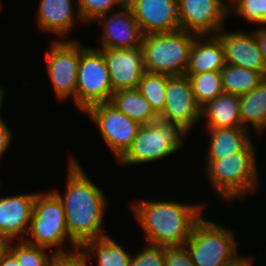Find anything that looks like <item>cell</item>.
Masks as SVG:
<instances>
[{
	"instance_id": "24",
	"label": "cell",
	"mask_w": 266,
	"mask_h": 266,
	"mask_svg": "<svg viewBox=\"0 0 266 266\" xmlns=\"http://www.w3.org/2000/svg\"><path fill=\"white\" fill-rule=\"evenodd\" d=\"M79 249L87 258L96 255L98 266L130 265L131 255L108 235L84 242Z\"/></svg>"
},
{
	"instance_id": "23",
	"label": "cell",
	"mask_w": 266,
	"mask_h": 266,
	"mask_svg": "<svg viewBox=\"0 0 266 266\" xmlns=\"http://www.w3.org/2000/svg\"><path fill=\"white\" fill-rule=\"evenodd\" d=\"M239 107L243 128L249 130L248 124H251L253 131L263 134L266 129V78L250 93L239 97Z\"/></svg>"
},
{
	"instance_id": "28",
	"label": "cell",
	"mask_w": 266,
	"mask_h": 266,
	"mask_svg": "<svg viewBox=\"0 0 266 266\" xmlns=\"http://www.w3.org/2000/svg\"><path fill=\"white\" fill-rule=\"evenodd\" d=\"M10 243L8 251L16 258L19 266H50L55 253L48 255V248L34 246L25 241Z\"/></svg>"
},
{
	"instance_id": "27",
	"label": "cell",
	"mask_w": 266,
	"mask_h": 266,
	"mask_svg": "<svg viewBox=\"0 0 266 266\" xmlns=\"http://www.w3.org/2000/svg\"><path fill=\"white\" fill-rule=\"evenodd\" d=\"M169 77L166 74L145 71L137 87L158 116L164 109L166 84Z\"/></svg>"
},
{
	"instance_id": "25",
	"label": "cell",
	"mask_w": 266,
	"mask_h": 266,
	"mask_svg": "<svg viewBox=\"0 0 266 266\" xmlns=\"http://www.w3.org/2000/svg\"><path fill=\"white\" fill-rule=\"evenodd\" d=\"M225 93L243 96L255 89L265 78L261 73L225 63L220 71Z\"/></svg>"
},
{
	"instance_id": "5",
	"label": "cell",
	"mask_w": 266,
	"mask_h": 266,
	"mask_svg": "<svg viewBox=\"0 0 266 266\" xmlns=\"http://www.w3.org/2000/svg\"><path fill=\"white\" fill-rule=\"evenodd\" d=\"M196 36L181 29L143 36L141 48L145 70L169 76L185 75Z\"/></svg>"
},
{
	"instance_id": "38",
	"label": "cell",
	"mask_w": 266,
	"mask_h": 266,
	"mask_svg": "<svg viewBox=\"0 0 266 266\" xmlns=\"http://www.w3.org/2000/svg\"><path fill=\"white\" fill-rule=\"evenodd\" d=\"M5 89L3 87L0 86V112H1V109H2V104H3V100H4V97H5ZM0 119L1 118V115H0Z\"/></svg>"
},
{
	"instance_id": "15",
	"label": "cell",
	"mask_w": 266,
	"mask_h": 266,
	"mask_svg": "<svg viewBox=\"0 0 266 266\" xmlns=\"http://www.w3.org/2000/svg\"><path fill=\"white\" fill-rule=\"evenodd\" d=\"M121 9L96 19L104 24L101 48L134 49L141 46L143 34L132 10L129 6H122Z\"/></svg>"
},
{
	"instance_id": "7",
	"label": "cell",
	"mask_w": 266,
	"mask_h": 266,
	"mask_svg": "<svg viewBox=\"0 0 266 266\" xmlns=\"http://www.w3.org/2000/svg\"><path fill=\"white\" fill-rule=\"evenodd\" d=\"M201 217L185 246L195 266H225L238 255L234 230Z\"/></svg>"
},
{
	"instance_id": "2",
	"label": "cell",
	"mask_w": 266,
	"mask_h": 266,
	"mask_svg": "<svg viewBox=\"0 0 266 266\" xmlns=\"http://www.w3.org/2000/svg\"><path fill=\"white\" fill-rule=\"evenodd\" d=\"M134 217L144 230L145 240L156 246H182L194 224L202 217L203 204L140 200L132 204Z\"/></svg>"
},
{
	"instance_id": "32",
	"label": "cell",
	"mask_w": 266,
	"mask_h": 266,
	"mask_svg": "<svg viewBox=\"0 0 266 266\" xmlns=\"http://www.w3.org/2000/svg\"><path fill=\"white\" fill-rule=\"evenodd\" d=\"M165 266H195L185 245L164 247Z\"/></svg>"
},
{
	"instance_id": "34",
	"label": "cell",
	"mask_w": 266,
	"mask_h": 266,
	"mask_svg": "<svg viewBox=\"0 0 266 266\" xmlns=\"http://www.w3.org/2000/svg\"><path fill=\"white\" fill-rule=\"evenodd\" d=\"M254 33L257 37V41L259 44L260 52L262 54V59L265 65V70H266V27H260V28H255Z\"/></svg>"
},
{
	"instance_id": "31",
	"label": "cell",
	"mask_w": 266,
	"mask_h": 266,
	"mask_svg": "<svg viewBox=\"0 0 266 266\" xmlns=\"http://www.w3.org/2000/svg\"><path fill=\"white\" fill-rule=\"evenodd\" d=\"M129 266H165L164 247L147 244L136 253L131 255Z\"/></svg>"
},
{
	"instance_id": "4",
	"label": "cell",
	"mask_w": 266,
	"mask_h": 266,
	"mask_svg": "<svg viewBox=\"0 0 266 266\" xmlns=\"http://www.w3.org/2000/svg\"><path fill=\"white\" fill-rule=\"evenodd\" d=\"M188 132L179 122L161 118L141 125L131 147L118 162L123 166L140 165L167 158L184 146L183 137Z\"/></svg>"
},
{
	"instance_id": "14",
	"label": "cell",
	"mask_w": 266,
	"mask_h": 266,
	"mask_svg": "<svg viewBox=\"0 0 266 266\" xmlns=\"http://www.w3.org/2000/svg\"><path fill=\"white\" fill-rule=\"evenodd\" d=\"M103 53L113 91L136 89L144 74L143 50L99 48Z\"/></svg>"
},
{
	"instance_id": "18",
	"label": "cell",
	"mask_w": 266,
	"mask_h": 266,
	"mask_svg": "<svg viewBox=\"0 0 266 266\" xmlns=\"http://www.w3.org/2000/svg\"><path fill=\"white\" fill-rule=\"evenodd\" d=\"M73 2V0H40L36 12L38 27L42 31L45 30L46 33L56 34L59 36V40H62L63 37L66 39L75 27L74 17L77 16L76 19L83 22L78 9V0L75 1V4Z\"/></svg>"
},
{
	"instance_id": "3",
	"label": "cell",
	"mask_w": 266,
	"mask_h": 266,
	"mask_svg": "<svg viewBox=\"0 0 266 266\" xmlns=\"http://www.w3.org/2000/svg\"><path fill=\"white\" fill-rule=\"evenodd\" d=\"M255 143L221 160H207L205 174L222 199L228 202L256 192L260 183Z\"/></svg>"
},
{
	"instance_id": "33",
	"label": "cell",
	"mask_w": 266,
	"mask_h": 266,
	"mask_svg": "<svg viewBox=\"0 0 266 266\" xmlns=\"http://www.w3.org/2000/svg\"><path fill=\"white\" fill-rule=\"evenodd\" d=\"M12 139V132L3 119H0V160L7 152Z\"/></svg>"
},
{
	"instance_id": "8",
	"label": "cell",
	"mask_w": 266,
	"mask_h": 266,
	"mask_svg": "<svg viewBox=\"0 0 266 266\" xmlns=\"http://www.w3.org/2000/svg\"><path fill=\"white\" fill-rule=\"evenodd\" d=\"M113 92L103 53L81 44L75 89L77 108L85 112L89 107L110 102Z\"/></svg>"
},
{
	"instance_id": "29",
	"label": "cell",
	"mask_w": 266,
	"mask_h": 266,
	"mask_svg": "<svg viewBox=\"0 0 266 266\" xmlns=\"http://www.w3.org/2000/svg\"><path fill=\"white\" fill-rule=\"evenodd\" d=\"M229 11L252 24H264V0H229ZM231 7V8H230ZM231 9V10H230Z\"/></svg>"
},
{
	"instance_id": "16",
	"label": "cell",
	"mask_w": 266,
	"mask_h": 266,
	"mask_svg": "<svg viewBox=\"0 0 266 266\" xmlns=\"http://www.w3.org/2000/svg\"><path fill=\"white\" fill-rule=\"evenodd\" d=\"M223 33L220 30L216 36L223 48L225 63L261 73L266 78L265 65L254 31Z\"/></svg>"
},
{
	"instance_id": "22",
	"label": "cell",
	"mask_w": 266,
	"mask_h": 266,
	"mask_svg": "<svg viewBox=\"0 0 266 266\" xmlns=\"http://www.w3.org/2000/svg\"><path fill=\"white\" fill-rule=\"evenodd\" d=\"M110 103L140 125L151 124L158 119L150 103L137 88L113 92Z\"/></svg>"
},
{
	"instance_id": "40",
	"label": "cell",
	"mask_w": 266,
	"mask_h": 266,
	"mask_svg": "<svg viewBox=\"0 0 266 266\" xmlns=\"http://www.w3.org/2000/svg\"><path fill=\"white\" fill-rule=\"evenodd\" d=\"M266 24V0H264V26L265 27Z\"/></svg>"
},
{
	"instance_id": "19",
	"label": "cell",
	"mask_w": 266,
	"mask_h": 266,
	"mask_svg": "<svg viewBox=\"0 0 266 266\" xmlns=\"http://www.w3.org/2000/svg\"><path fill=\"white\" fill-rule=\"evenodd\" d=\"M224 65V48L220 39L216 35L196 36L185 74L221 71Z\"/></svg>"
},
{
	"instance_id": "30",
	"label": "cell",
	"mask_w": 266,
	"mask_h": 266,
	"mask_svg": "<svg viewBox=\"0 0 266 266\" xmlns=\"http://www.w3.org/2000/svg\"><path fill=\"white\" fill-rule=\"evenodd\" d=\"M122 7L118 0H78V9L83 23L94 22L98 17Z\"/></svg>"
},
{
	"instance_id": "11",
	"label": "cell",
	"mask_w": 266,
	"mask_h": 266,
	"mask_svg": "<svg viewBox=\"0 0 266 266\" xmlns=\"http://www.w3.org/2000/svg\"><path fill=\"white\" fill-rule=\"evenodd\" d=\"M230 15L224 0H178L180 29L197 36L216 35Z\"/></svg>"
},
{
	"instance_id": "13",
	"label": "cell",
	"mask_w": 266,
	"mask_h": 266,
	"mask_svg": "<svg viewBox=\"0 0 266 266\" xmlns=\"http://www.w3.org/2000/svg\"><path fill=\"white\" fill-rule=\"evenodd\" d=\"M128 6L143 36L180 29L178 0H132Z\"/></svg>"
},
{
	"instance_id": "6",
	"label": "cell",
	"mask_w": 266,
	"mask_h": 266,
	"mask_svg": "<svg viewBox=\"0 0 266 266\" xmlns=\"http://www.w3.org/2000/svg\"><path fill=\"white\" fill-rule=\"evenodd\" d=\"M28 235L31 238L26 237V243L45 248L56 247L55 254L68 253L62 249L66 239L73 248L70 252L79 249L69 237L63 204L53 191L36 193Z\"/></svg>"
},
{
	"instance_id": "12",
	"label": "cell",
	"mask_w": 266,
	"mask_h": 266,
	"mask_svg": "<svg viewBox=\"0 0 266 266\" xmlns=\"http://www.w3.org/2000/svg\"><path fill=\"white\" fill-rule=\"evenodd\" d=\"M158 118L179 122L188 131L202 120L201 107L186 75L170 76L167 79L165 105Z\"/></svg>"
},
{
	"instance_id": "9",
	"label": "cell",
	"mask_w": 266,
	"mask_h": 266,
	"mask_svg": "<svg viewBox=\"0 0 266 266\" xmlns=\"http://www.w3.org/2000/svg\"><path fill=\"white\" fill-rule=\"evenodd\" d=\"M84 113L93 120L118 161L131 147L141 125L120 112L110 102L89 107Z\"/></svg>"
},
{
	"instance_id": "39",
	"label": "cell",
	"mask_w": 266,
	"mask_h": 266,
	"mask_svg": "<svg viewBox=\"0 0 266 266\" xmlns=\"http://www.w3.org/2000/svg\"><path fill=\"white\" fill-rule=\"evenodd\" d=\"M123 6H128L132 0H118Z\"/></svg>"
},
{
	"instance_id": "17",
	"label": "cell",
	"mask_w": 266,
	"mask_h": 266,
	"mask_svg": "<svg viewBox=\"0 0 266 266\" xmlns=\"http://www.w3.org/2000/svg\"><path fill=\"white\" fill-rule=\"evenodd\" d=\"M36 193L0 197V237L24 241L30 228Z\"/></svg>"
},
{
	"instance_id": "1",
	"label": "cell",
	"mask_w": 266,
	"mask_h": 266,
	"mask_svg": "<svg viewBox=\"0 0 266 266\" xmlns=\"http://www.w3.org/2000/svg\"><path fill=\"white\" fill-rule=\"evenodd\" d=\"M52 191L63 204L69 237L79 247L89 240L107 236L102 224L109 202L74 157L69 158L64 195L56 188Z\"/></svg>"
},
{
	"instance_id": "37",
	"label": "cell",
	"mask_w": 266,
	"mask_h": 266,
	"mask_svg": "<svg viewBox=\"0 0 266 266\" xmlns=\"http://www.w3.org/2000/svg\"><path fill=\"white\" fill-rule=\"evenodd\" d=\"M11 241L0 237V262L2 261L3 256L7 253Z\"/></svg>"
},
{
	"instance_id": "36",
	"label": "cell",
	"mask_w": 266,
	"mask_h": 266,
	"mask_svg": "<svg viewBox=\"0 0 266 266\" xmlns=\"http://www.w3.org/2000/svg\"><path fill=\"white\" fill-rule=\"evenodd\" d=\"M0 266H19L16 258L9 252L3 256Z\"/></svg>"
},
{
	"instance_id": "35",
	"label": "cell",
	"mask_w": 266,
	"mask_h": 266,
	"mask_svg": "<svg viewBox=\"0 0 266 266\" xmlns=\"http://www.w3.org/2000/svg\"><path fill=\"white\" fill-rule=\"evenodd\" d=\"M252 257L248 256H237L233 261L227 263L225 266H252Z\"/></svg>"
},
{
	"instance_id": "21",
	"label": "cell",
	"mask_w": 266,
	"mask_h": 266,
	"mask_svg": "<svg viewBox=\"0 0 266 266\" xmlns=\"http://www.w3.org/2000/svg\"><path fill=\"white\" fill-rule=\"evenodd\" d=\"M208 119L207 128H237L241 124L239 96L222 93L201 108V118Z\"/></svg>"
},
{
	"instance_id": "10",
	"label": "cell",
	"mask_w": 266,
	"mask_h": 266,
	"mask_svg": "<svg viewBox=\"0 0 266 266\" xmlns=\"http://www.w3.org/2000/svg\"><path fill=\"white\" fill-rule=\"evenodd\" d=\"M50 51L44 55L48 77L60 100L72 97L75 102V89L80 62L79 41L53 39Z\"/></svg>"
},
{
	"instance_id": "20",
	"label": "cell",
	"mask_w": 266,
	"mask_h": 266,
	"mask_svg": "<svg viewBox=\"0 0 266 266\" xmlns=\"http://www.w3.org/2000/svg\"><path fill=\"white\" fill-rule=\"evenodd\" d=\"M209 144L206 152L207 160H221L232 154L242 152L252 141L251 132L243 127L207 128Z\"/></svg>"
},
{
	"instance_id": "26",
	"label": "cell",
	"mask_w": 266,
	"mask_h": 266,
	"mask_svg": "<svg viewBox=\"0 0 266 266\" xmlns=\"http://www.w3.org/2000/svg\"><path fill=\"white\" fill-rule=\"evenodd\" d=\"M185 75L190 81L195 99L201 108L224 93L220 71Z\"/></svg>"
}]
</instances>
